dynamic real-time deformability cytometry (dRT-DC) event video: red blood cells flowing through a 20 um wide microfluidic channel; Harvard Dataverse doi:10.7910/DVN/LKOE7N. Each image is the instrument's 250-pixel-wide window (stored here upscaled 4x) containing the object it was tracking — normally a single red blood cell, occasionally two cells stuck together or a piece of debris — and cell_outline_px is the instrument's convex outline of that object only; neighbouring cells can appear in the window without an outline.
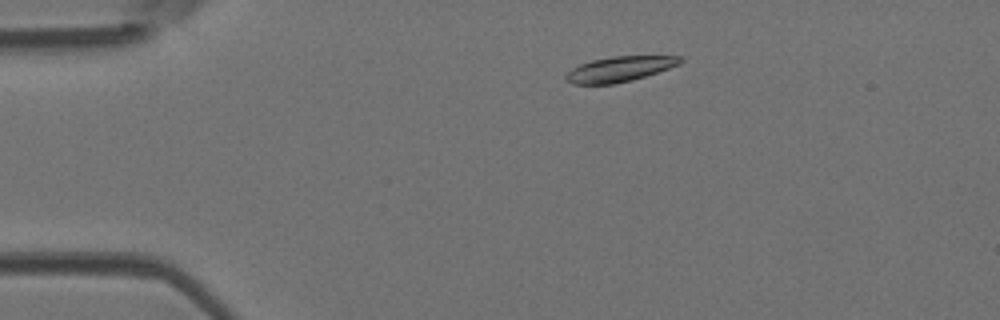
{"species": "Egyptian fruit bat (a non-hibernating species)", "species_latin": "Rousettus aegyptiacus", "temperature_condition": "room temperature", "stored_images_in_passage": 46, "camera_frame_rate_fps": 3000, "um_per_image_px": 0.085, "animal": {"sex": "female"}, "frame": {"image": 1, "passage_image": 7, "time_ms": 2.0, "image_size_px": [1000, 320], "cell_outline_px": [[684, 60], [680, 64], [632, 80], [612, 84], [572, 84], [564, 80], [564, 76], [572, 68], [580, 64], [592, 60], [612, 56], [680, 56]], "centroid_in_image_um": [52.62, 5.87], "position_along_channel_um": 32.4, "area_um2": 16.7}}
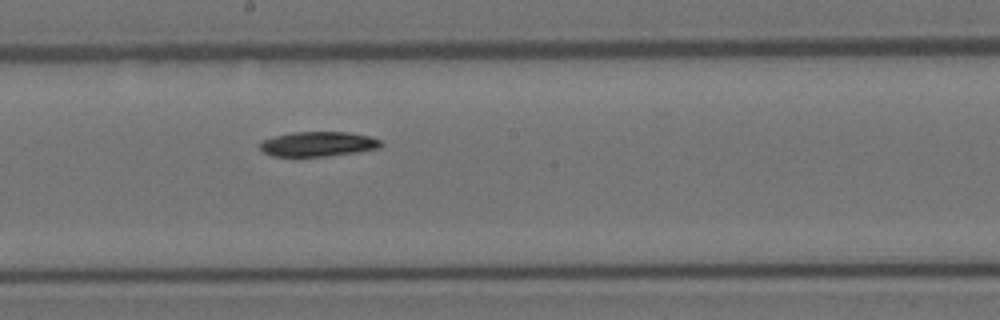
{"frame": {"image": 2, "passage_image": 24, "time_ms": 7.667, "image_size_px": [1000, 320], "cell_outline_px": [[384, 144], [380, 148], [356, 152], [324, 156], [272, 156], [264, 152], [260, 148], [260, 144], [264, 140], [272, 136], [292, 132], [348, 132], [372, 136], [380, 140]], "centroid_in_image_um": [27.07, 12.23], "position_along_channel_um": 221.1, "area_um2": 17.51}}
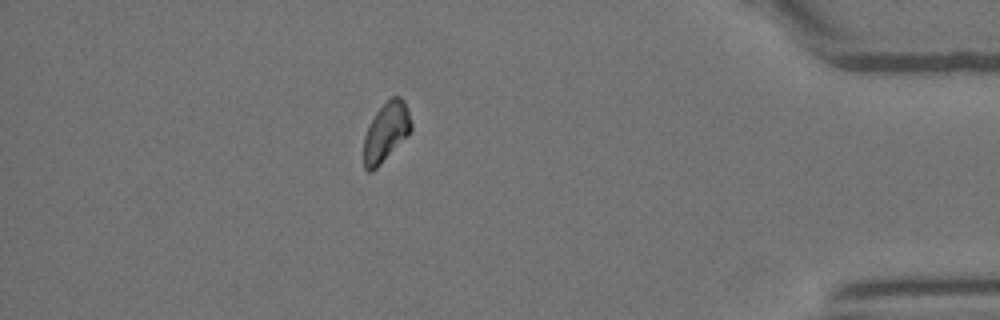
{"frame": {"image": 3, "passage_image": 40, "time_ms": 13.0, "image_size_px": [1000, 320], "cell_outline_px": [[412, 132], [372, 172], [368, 172], [364, 168], [364, 136], [376, 112], [392, 96], [400, 96], [404, 100], [408, 108], [412, 124]], "centroid_in_image_um": [32.84, 11.22], "position_along_channel_um": 402.4, "area_um2": 16.3}, "authors_computed_cell_mechanics": {"area_um2": 17.5134, "velocity_mm_per_s": 4.1938, "shape_relaxation_time_tau1_ms": 3.8046, "shape_relaxation_time_tau2_ms": null, "deformation_change_tau1": 0.1259, "deformation_change_tau2": null}}